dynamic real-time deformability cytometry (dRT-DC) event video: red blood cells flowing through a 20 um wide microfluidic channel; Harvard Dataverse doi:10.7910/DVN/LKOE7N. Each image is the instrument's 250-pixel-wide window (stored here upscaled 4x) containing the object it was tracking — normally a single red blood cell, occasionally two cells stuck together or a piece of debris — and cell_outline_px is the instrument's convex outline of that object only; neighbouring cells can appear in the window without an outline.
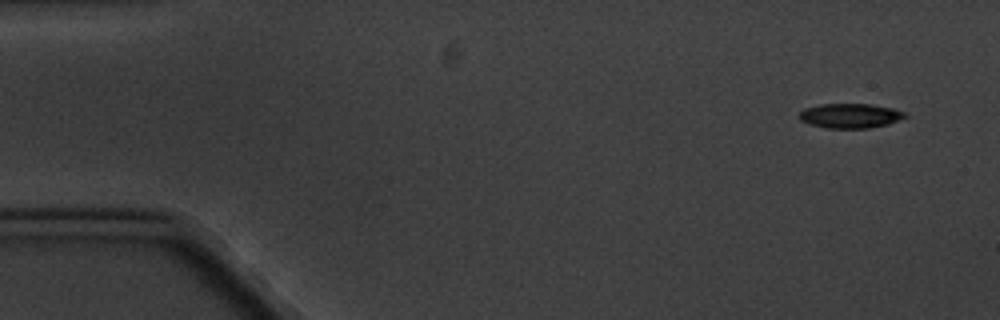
{"species": "common noctule bat (a hibernating species)", "species_latin": "Nyctalus noctula", "temperature_condition": "cold", "stored_images_in_passage": 7, "camera_frame_rate_fps": 3000, "um_per_image_px": 0.085, "animal": {"sex": "male", "body_mass_g": 20.1, "forearm_length_mm": 53.5}, "frame": {"image": 1, "passage_image": 1, "time_ms": 0.0, "image_size_px": [1000, 320], "cell_outline_px": [[908, 116], [888, 124], [868, 128], [828, 128], [812, 124], [800, 120], [800, 112], [804, 108], [820, 104], [872, 104], [892, 108], [904, 112]], "centroid_in_image_um": [72.28, 9.83], "position_along_channel_um": 12.7, "area_um2": 15.03}}